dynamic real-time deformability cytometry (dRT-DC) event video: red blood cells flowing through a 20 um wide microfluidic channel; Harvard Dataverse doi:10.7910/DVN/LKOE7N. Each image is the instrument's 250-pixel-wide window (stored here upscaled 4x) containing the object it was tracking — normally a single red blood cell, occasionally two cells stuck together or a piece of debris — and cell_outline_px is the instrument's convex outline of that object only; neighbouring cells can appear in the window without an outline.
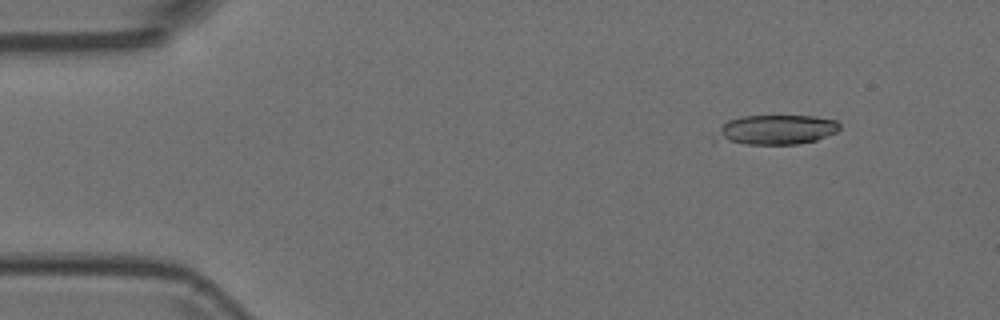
{"species": "Egyptian fruit bat (a non-hibernating species)", "species_latin": "Rousettus aegyptiacus", "temperature_condition": "room temperature", "stored_images_in_passage": 9, "camera_frame_rate_fps": 3000, "um_per_image_px": 0.085, "animal": {"sex": "female"}, "frame": {"image": 1, "passage_image": 2, "time_ms": 0.333, "image_size_px": [1000, 320], "cell_outline_px": [[840, 128], [836, 132], [816, 140], [796, 144], [748, 144], [728, 140], [724, 136], [720, 128], [728, 120], [740, 116], [812, 116], [836, 120], [840, 124]], "centroid_in_image_um": [66.15, 11.0], "position_along_channel_um": 18.9, "area_um2": 20.46}}
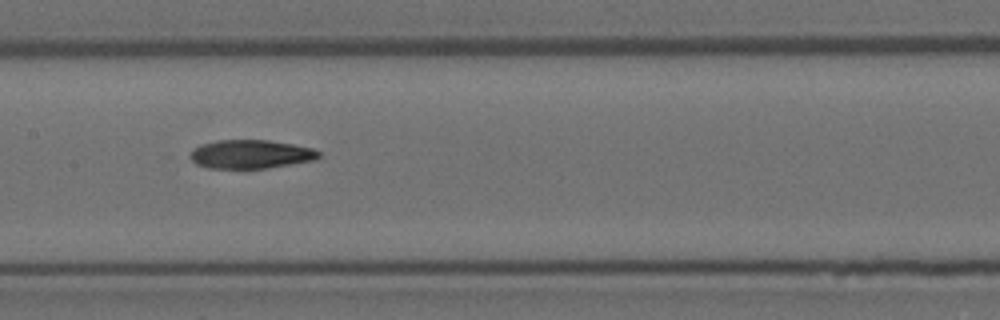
{"frame": {"image": 2, "passage_image": 8, "time_ms": 2.333, "image_size_px": [1000, 320], "cell_outline_px": [[320, 156], [312, 160], [268, 168], [208, 168], [196, 164], [188, 156], [192, 148], [200, 144], [216, 140], [268, 140], [292, 144], [312, 148], [320, 152]], "centroid_in_image_um": [21.24, 13.1], "position_along_channel_um": 186.2, "area_um2": 21.5}}
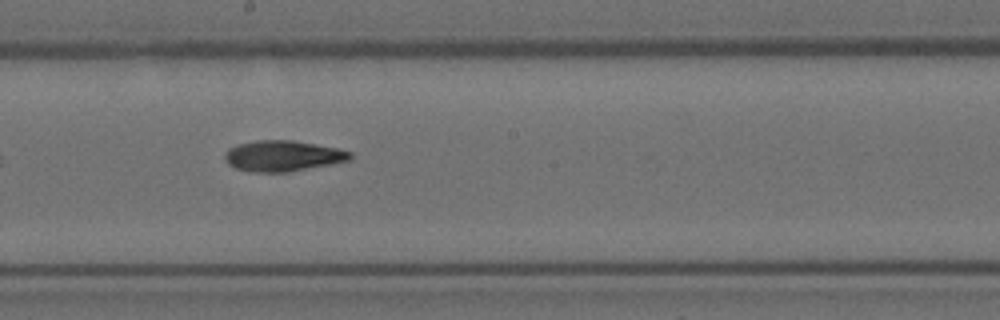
{"frame": {"image": 3, "passage_image": 9, "time_ms": 2.667, "image_size_px": [1000, 320], "cell_outline_px": [[352, 160], [332, 164], [288, 172], [252, 172], [236, 168], [228, 164], [224, 156], [228, 148], [240, 144], [256, 140], [292, 140], [336, 148], [352, 152]], "centroid_in_image_um": [24.05, 13.26], "position_along_channel_um": 224.1, "area_um2": 22.43}}